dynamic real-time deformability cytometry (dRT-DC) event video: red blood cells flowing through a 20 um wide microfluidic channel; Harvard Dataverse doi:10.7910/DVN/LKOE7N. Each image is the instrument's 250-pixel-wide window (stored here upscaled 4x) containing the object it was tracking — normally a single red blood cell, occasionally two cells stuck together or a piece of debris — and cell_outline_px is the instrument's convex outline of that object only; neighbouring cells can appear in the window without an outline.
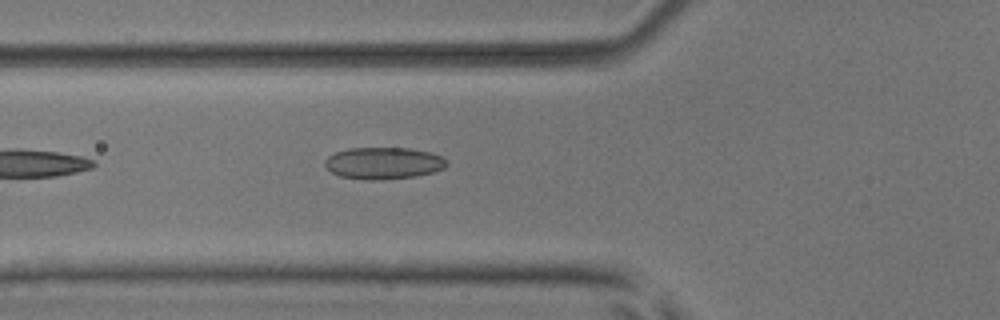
{"species": "common noctule bat (a hibernating species)", "species_latin": "Nyctalus noctula", "temperature_condition": "room temperature", "stored_images_in_passage": 11, "camera_frame_rate_fps": 3000, "um_per_image_px": 0.085, "animal": {"sex": "male", "body_mass_g": 17.9, "forearm_length_mm": 54.2}, "frame": {"image": 1, "passage_image": 4, "time_ms": 1.0, "image_size_px": [1000, 320], "cell_outline_px": [[448, 164], [444, 168], [432, 172], [416, 176], [384, 180], [368, 180], [340, 176], [332, 172], [324, 164], [324, 160], [328, 156], [336, 152], [348, 148], [408, 148], [432, 152], [448, 160]], "centroid_in_image_um": [32.61, 13.87], "position_along_channel_um": 93.2, "area_um2": 22.72}}
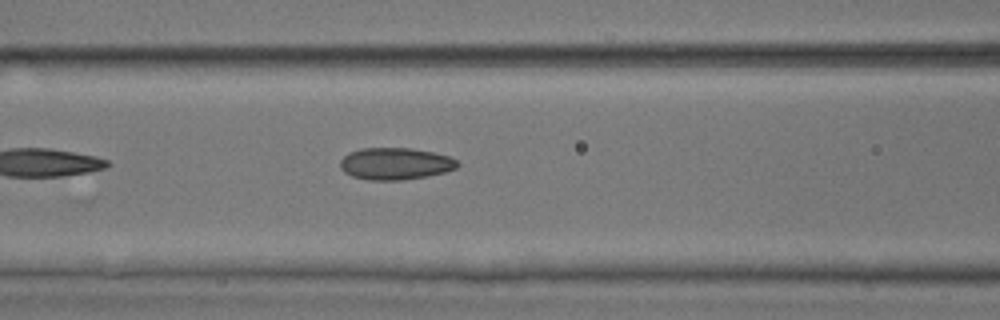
{"frame": {"image": 2, "passage_image": 7, "time_ms": 2.0, "image_size_px": [1000, 320], "cell_outline_px": [[460, 164], [456, 168], [444, 172], [428, 176], [404, 180], [368, 180], [352, 176], [344, 172], [340, 168], [340, 160], [348, 152], [360, 148], [412, 148], [432, 152], [448, 156], [456, 160]], "centroid_in_image_um": [33.58, 13.91], "position_along_channel_um": 133.0, "area_um2": 21.96}}